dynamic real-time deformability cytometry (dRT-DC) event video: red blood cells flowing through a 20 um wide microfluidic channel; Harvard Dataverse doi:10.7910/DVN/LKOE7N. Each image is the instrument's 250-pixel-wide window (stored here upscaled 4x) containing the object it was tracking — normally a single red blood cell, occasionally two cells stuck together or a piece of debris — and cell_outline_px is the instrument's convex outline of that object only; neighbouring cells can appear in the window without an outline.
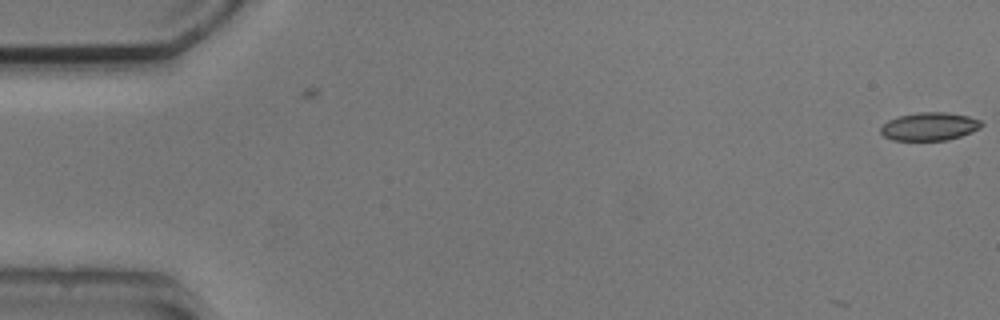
{"species": "common noctule bat (a hibernating species)", "species_latin": "Nyctalus noctula", "temperature_condition": "cold", "stored_images_in_passage": 4, "camera_frame_rate_fps": 3000, "um_per_image_px": 0.085, "animal": {"sex": "male", "body_mass_g": 20.5, "forearm_length_mm": 52.5}, "frame": {"image": 1, "passage_image": 4, "time_ms": 1.0, "image_size_px": [1000, 320], "cell_outline_px": [[984, 124], [980, 128], [972, 132], [948, 140], [892, 140], [884, 136], [880, 132], [880, 128], [888, 120], [900, 116], [916, 112], [948, 112], [968, 116], [980, 120]], "centroid_in_image_um": [79.02, 10.74], "position_along_channel_um": 6.0, "area_um2": 16.53}}